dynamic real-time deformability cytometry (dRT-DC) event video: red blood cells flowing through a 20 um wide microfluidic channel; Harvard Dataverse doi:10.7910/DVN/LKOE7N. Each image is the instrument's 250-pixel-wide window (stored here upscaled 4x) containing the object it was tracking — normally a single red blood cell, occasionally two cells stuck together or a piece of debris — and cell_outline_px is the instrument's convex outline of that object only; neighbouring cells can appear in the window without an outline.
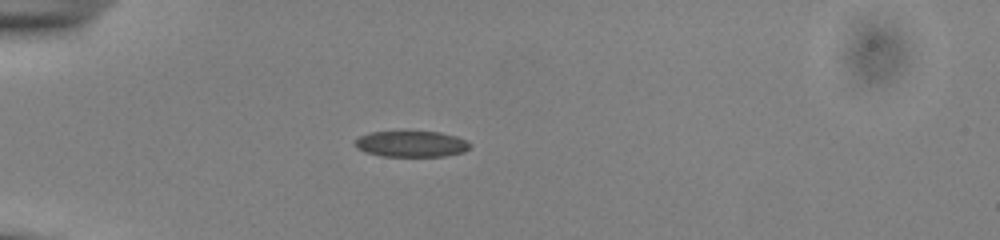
{"species": "common noctule bat (a hibernating species)", "species_latin": "Nyctalus noctula", "temperature_condition": "cold", "stored_images_in_passage": 39, "camera_frame_rate_fps": 3000, "um_per_image_px": 0.085, "animal": {"sex": "male", "body_mass_g": 13.0, "forearm_length_mm": 53.1}, "frame": {"image": 1, "passage_image": 1, "time_ms": 0.0, "image_size_px": [1000, 240], "cell_outline_px": [[472, 144], [464, 152], [444, 156], [384, 156], [364, 152], [356, 148], [356, 140], [360, 136], [372, 132], [440, 132], [456, 136]], "centroid_in_image_um": [34.97, 12.24], "position_along_channel_um": 50.0, "area_um2": 17.22}}
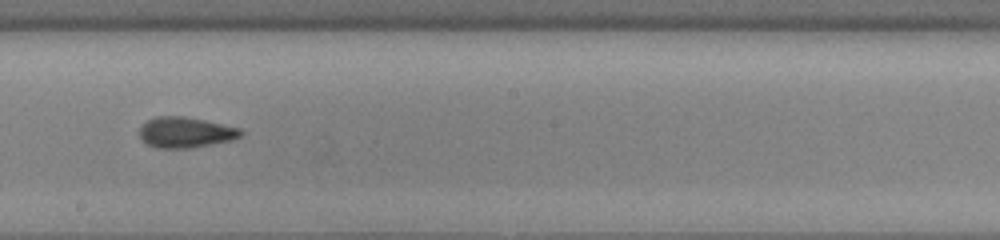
{"frame": {"image": 2, "passage_image": 17, "time_ms": 5.333, "image_size_px": [1000, 240], "cell_outline_px": [[244, 136], [232, 140], [192, 148], [156, 148], [144, 144], [140, 140], [140, 128], [148, 120], [156, 116], [184, 116], [204, 120], [240, 128], [244, 132]], "centroid_in_image_um": [15.77, 11.26], "position_along_channel_um": 232.4, "area_um2": 18.32}}
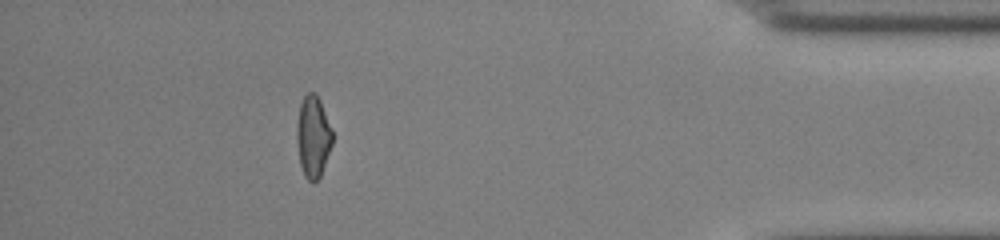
{"frame": {"image": 3, "passage_image": 34, "time_ms": 11.0, "image_size_px": [1000, 240], "cell_outline_px": [[332, 144], [320, 176], [312, 184], [304, 176], [300, 164], [296, 140], [296, 128], [300, 104], [304, 96], [308, 92], [316, 92], [320, 100], [332, 132]], "centroid_in_image_um": [26.59, 11.62], "position_along_channel_um": 408.6, "area_um2": 16.88}, "authors_computed_cell_mechanics": {"area_um2": 17.629, "velocity_mm_per_s": 3.8565, "shape_relaxation_time_tau1_ms": 5.9665, "shape_relaxation_time_tau2_ms": 1.89, "deformation_change_tau1": 0.1163, "deformation_change_tau2": 0.0594}}